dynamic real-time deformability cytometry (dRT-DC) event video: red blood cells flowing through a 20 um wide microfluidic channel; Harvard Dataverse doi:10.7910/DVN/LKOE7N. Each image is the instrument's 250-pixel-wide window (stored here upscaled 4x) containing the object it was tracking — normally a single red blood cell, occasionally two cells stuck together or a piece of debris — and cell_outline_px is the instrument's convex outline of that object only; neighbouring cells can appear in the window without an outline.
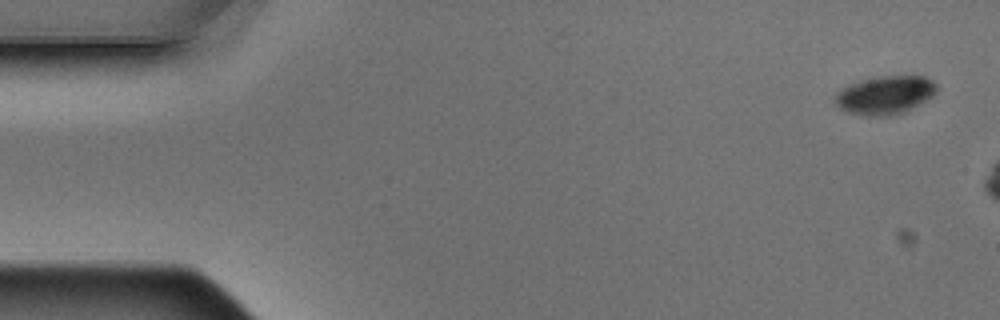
{"species": "Egyptian fruit bat (a non-hibernating species)", "species_latin": "Rousettus aegyptiacus", "temperature_condition": "warm", "stored_images_in_passage": 4, "camera_frame_rate_fps": 3000, "um_per_image_px": 0.085, "animal": {"sex": "male"}, "frame": {"image": 1, "passage_image": 1, "time_ms": 0.0, "image_size_px": [1000, 320], "cell_outline_px": [[936, 92], [932, 96], [904, 112], [892, 116], [868, 116], [848, 112], [840, 108], [836, 104], [836, 92], [840, 88], [864, 80], [880, 76], [924, 76], [932, 80], [936, 84]], "centroid_in_image_um": [75.23, 8.08], "position_along_channel_um": 9.8, "area_um2": 22.43}}